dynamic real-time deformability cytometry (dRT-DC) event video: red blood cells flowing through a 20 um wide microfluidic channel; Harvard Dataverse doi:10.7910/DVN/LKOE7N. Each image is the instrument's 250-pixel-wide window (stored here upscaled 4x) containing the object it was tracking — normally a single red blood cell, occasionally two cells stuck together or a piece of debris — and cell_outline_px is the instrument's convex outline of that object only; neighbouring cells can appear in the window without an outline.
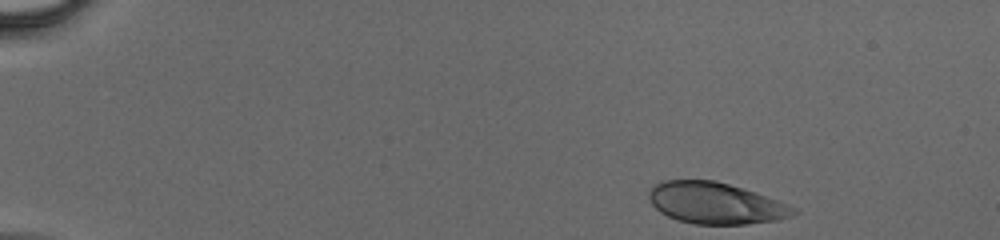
{"species": "human", "species_latin": "Homo sapiens", "temperature_condition": "cold", "stored_images_in_passage": 41, "camera_frame_rate_fps": 3000, "um_per_image_px": 0.085, "donor": {"sex": "male"}, "frame": {"image": 1, "passage_image": 1, "time_ms": 0.0, "image_size_px": [1000, 240], "cell_outline_px": [[800, 212], [792, 216], [776, 220], [744, 224], [692, 224], [676, 220], [660, 212], [652, 204], [648, 196], [648, 192], [660, 180], [716, 180], [788, 204], [796, 208]], "centroid_in_image_um": [60.79, 17.28], "position_along_channel_um": 24.2, "area_um2": 34.68}}
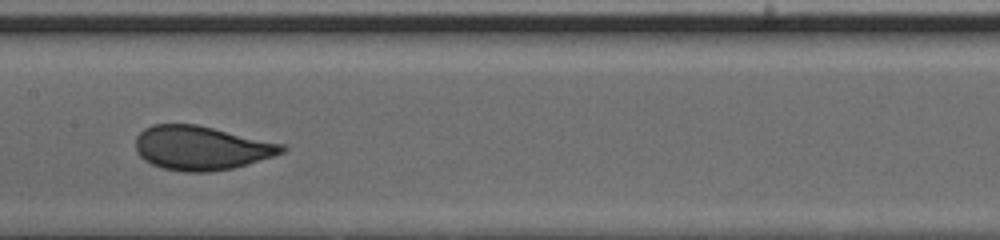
{"frame": {"image": 2, "passage_image": 20, "time_ms": 6.333, "image_size_px": [1000, 240], "cell_outline_px": [[288, 148], [284, 152], [248, 164], [232, 168], [208, 172], [184, 172], [164, 168], [152, 164], [144, 160], [136, 152], [136, 136], [144, 128], [152, 124], [196, 124], [284, 144]], "centroid_in_image_um": [17.09, 12.57], "position_along_channel_um": 190.3, "area_um2": 37.51}}
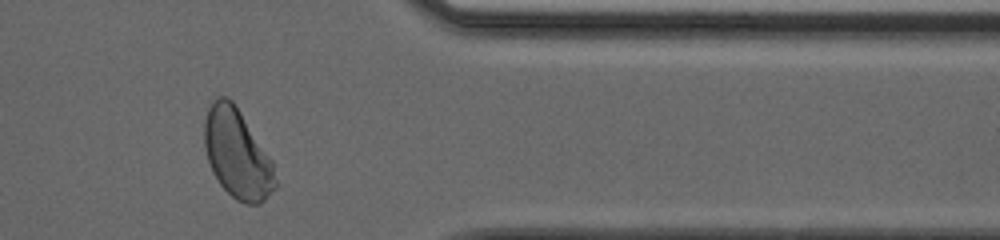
{"frame": {"image": 3, "passage_image": 34, "time_ms": 11.0, "image_size_px": [1000, 240], "cell_outline_px": [[276, 188], [260, 204], [244, 204], [236, 200], [220, 184], [212, 172], [208, 160], [204, 144], [204, 120], [208, 108], [220, 96], [224, 96], [232, 100], [272, 160], [276, 180]], "centroid_in_image_um": [20.16, 13.11], "position_along_channel_um": 391.2, "area_um2": 36.53}}